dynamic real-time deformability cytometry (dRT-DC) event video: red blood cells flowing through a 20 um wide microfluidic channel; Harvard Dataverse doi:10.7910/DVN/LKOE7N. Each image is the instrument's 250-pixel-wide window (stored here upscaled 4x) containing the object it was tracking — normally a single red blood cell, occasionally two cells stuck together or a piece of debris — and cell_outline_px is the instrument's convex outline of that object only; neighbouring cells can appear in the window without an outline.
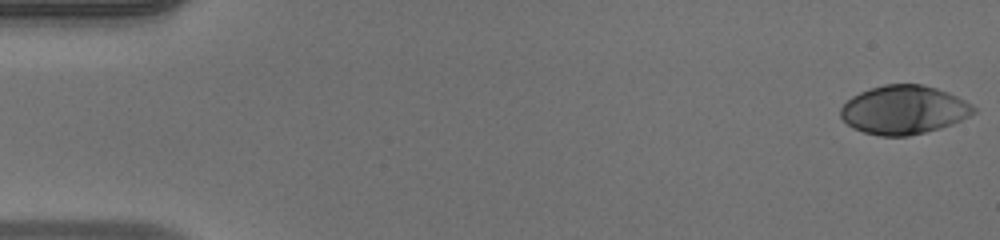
{"species": "human", "species_latin": "Homo sapiens", "temperature_condition": "warm", "stored_images_in_passage": 49, "camera_frame_rate_fps": 3000, "um_per_image_px": 0.085, "donor": {"sex": "male"}, "frame": {"image": 1, "passage_image": 1, "time_ms": 0.0, "image_size_px": [1000, 240], "cell_outline_px": [[976, 112], [952, 124], [940, 128], [908, 136], [880, 136], [864, 132], [852, 128], [840, 116], [840, 108], [852, 96], [860, 92], [884, 84], [924, 84], [948, 92], [972, 104], [976, 108]], "centroid_in_image_um": [76.82, 9.33], "position_along_channel_um": 8.2, "area_um2": 37.63}}
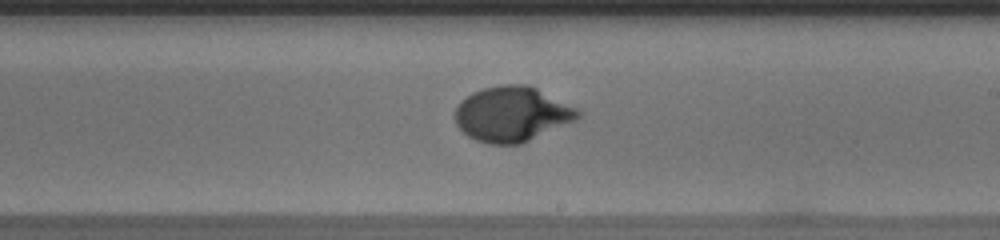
{"frame": {"image": 2, "passage_image": 29, "time_ms": 9.333, "image_size_px": [1000, 240], "cell_outline_px": [[580, 116], [576, 120], [520, 144], [488, 144], [476, 140], [468, 136], [456, 124], [456, 108], [460, 100], [472, 92], [484, 88], [504, 84], [528, 84], [576, 108], [580, 112]], "centroid_in_image_um": [43.5, 9.69], "position_along_channel_um": 245.5, "area_um2": 39.07}}
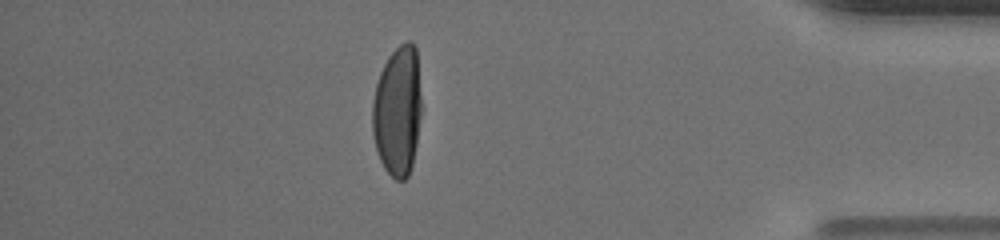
{"frame": {"image": 3, "passage_image": 43, "time_ms": 14.0, "image_size_px": [1000, 240], "cell_outline_px": [[420, 116], [416, 144], [412, 164], [408, 176], [404, 180], [396, 180], [384, 168], [380, 160], [376, 148], [372, 132], [372, 100], [376, 84], [380, 72], [388, 56], [400, 44], [408, 40], [416, 48], [420, 96]], "centroid_in_image_um": [33.77, 9.43], "position_along_channel_um": 401.4, "area_um2": 36.99}, "authors_computed_cell_mechanics": {"area_um2": 38.0324, "velocity_mm_per_s": 4.1718, "shape_relaxation_time_tau1_ms": 3.8202, "shape_relaxation_time_tau2_ms": null, "deformation_change_tau1": 0.2337, "deformation_change_tau2": null}}